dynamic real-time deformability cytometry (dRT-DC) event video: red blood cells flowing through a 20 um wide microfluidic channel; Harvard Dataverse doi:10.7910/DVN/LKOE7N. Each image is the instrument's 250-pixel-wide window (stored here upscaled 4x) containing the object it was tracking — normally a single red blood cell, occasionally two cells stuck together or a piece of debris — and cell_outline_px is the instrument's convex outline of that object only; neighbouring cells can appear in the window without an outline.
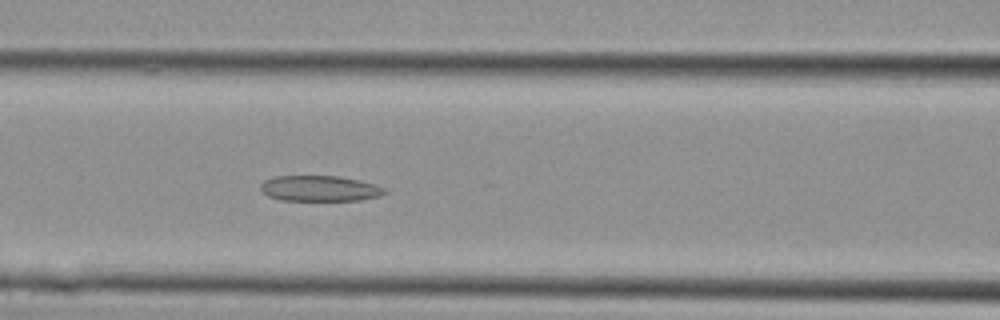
{"species": "Egyptian fruit bat (a non-hibernating species)", "species_latin": "Rousettus aegyptiacus", "temperature_condition": "cold", "stored_images_in_passage": 12, "camera_frame_rate_fps": 3000, "um_per_image_px": 0.085, "animal": {"sex": "female"}, "frame": {"image": 1, "passage_image": 12, "time_ms": 3.667, "image_size_px": [1000, 320], "cell_outline_px": [[388, 192], [380, 196], [360, 200], [280, 200], [268, 196], [260, 192], [260, 184], [264, 180], [272, 176], [340, 176], [360, 180], [376, 184], [384, 188]], "centroid_in_image_um": [27.16, 16.01], "position_along_channel_um": 139.4, "area_um2": 18.79}}